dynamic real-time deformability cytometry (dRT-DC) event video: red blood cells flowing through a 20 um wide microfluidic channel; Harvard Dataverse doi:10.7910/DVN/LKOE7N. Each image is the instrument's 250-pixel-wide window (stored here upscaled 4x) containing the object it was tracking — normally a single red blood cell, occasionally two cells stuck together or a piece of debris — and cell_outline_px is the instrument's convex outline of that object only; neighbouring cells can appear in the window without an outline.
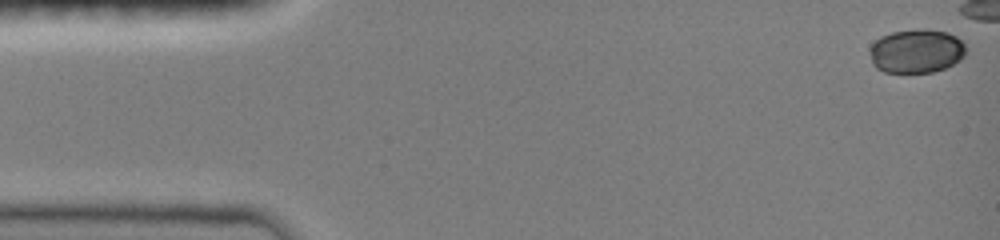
{"species": "common noctule bat (a hibernating species)", "species_latin": "Nyctalus noctula", "temperature_condition": "room temperature", "stored_images_in_passage": 21, "camera_frame_rate_fps": 3000, "um_per_image_px": 0.085, "animal": {"sex": "female", "body_mass_g": 19.0, "forearm_length_mm": 51.5}, "frame": {"image": 1, "passage_image": 1, "time_ms": 0.0, "image_size_px": [1000, 240], "cell_outline_px": [[964, 56], [960, 60], [944, 68], [932, 72], [884, 72], [876, 68], [872, 64], [868, 52], [868, 48], [880, 36], [892, 32], [920, 28], [928, 28], [948, 32], [956, 36], [964, 44]], "centroid_in_image_um": [77.85, 4.32], "position_along_channel_um": 7.2, "area_um2": 24.85}}
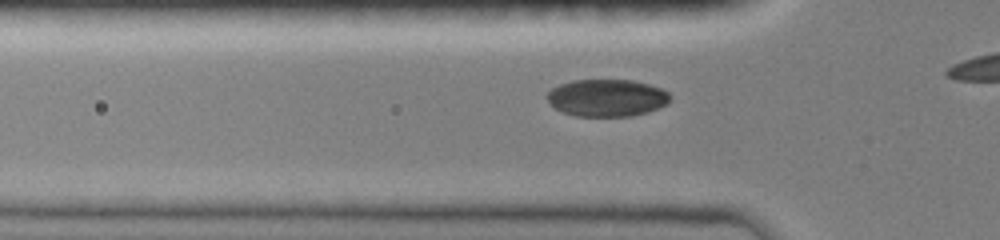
{"frame": {"image": 2, "passage_image": 16, "time_ms": 4.667, "image_size_px": [1000, 240], "cell_outline_px": [[672, 96], [668, 104], [648, 112], [632, 116], [576, 116], [560, 112], [544, 96], [552, 88], [560, 84], [572, 80], [632, 80], [648, 84], [660, 88], [668, 92]], "centroid_in_image_um": [51.59, 8.32], "position_along_channel_um": 74.2, "area_um2": 26.88}}
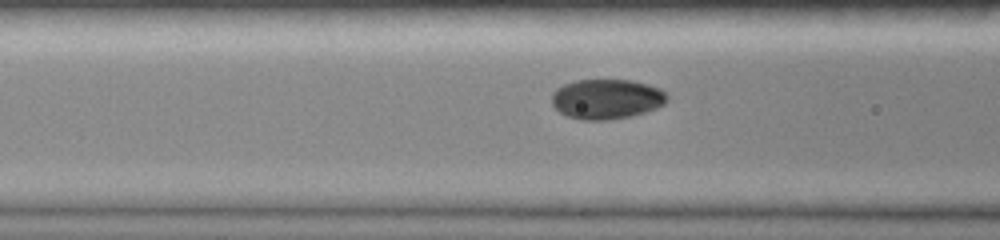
{"frame": {"image": 3, "passage_image": 19, "time_ms": 5.667, "image_size_px": [1000, 240], "cell_outline_px": [[668, 100], [664, 104], [656, 108], [644, 112], [628, 116], [608, 120], [580, 120], [568, 116], [560, 112], [552, 104], [552, 92], [556, 88], [564, 84], [576, 80], [632, 80], [648, 84], [660, 88], [668, 96]], "centroid_in_image_um": [51.55, 8.41], "position_along_channel_um": 115.0, "area_um2": 26.88}}